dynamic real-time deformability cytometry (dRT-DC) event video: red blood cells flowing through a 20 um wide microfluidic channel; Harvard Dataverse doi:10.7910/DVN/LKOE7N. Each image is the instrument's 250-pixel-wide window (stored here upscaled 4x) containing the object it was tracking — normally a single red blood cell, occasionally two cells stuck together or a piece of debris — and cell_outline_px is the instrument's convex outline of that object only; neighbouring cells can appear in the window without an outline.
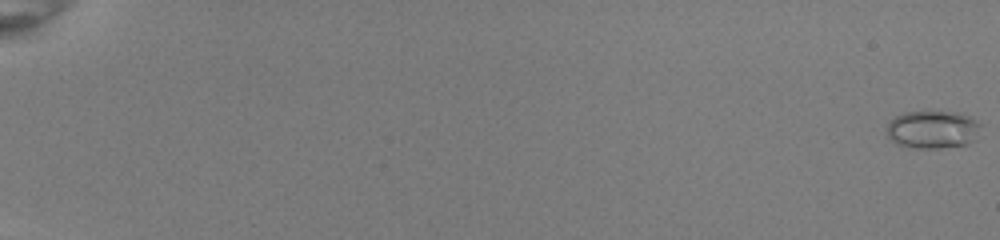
{"species": "common noctule bat (a hibernating species)", "species_latin": "Nyctalus noctula", "temperature_condition": "room temperature", "stored_images_in_passage": 54, "camera_frame_rate_fps": 3000, "um_per_image_px": 0.085, "animal": {"sex": "female", "body_mass_g": 22.0, "forearm_length_mm": 56.7}, "frame": {"image": 1, "passage_image": 1, "time_ms": 0.0, "image_size_px": [1000, 240], "cell_outline_px": [[980, 124], [976, 140], [968, 144], [940, 148], [912, 148], [896, 144], [888, 140], [884, 128], [888, 120], [904, 112], [956, 112], [968, 116], [976, 120]], "centroid_in_image_um": [79.2, 11.02], "position_along_channel_um": 5.8, "area_um2": 21.15}}
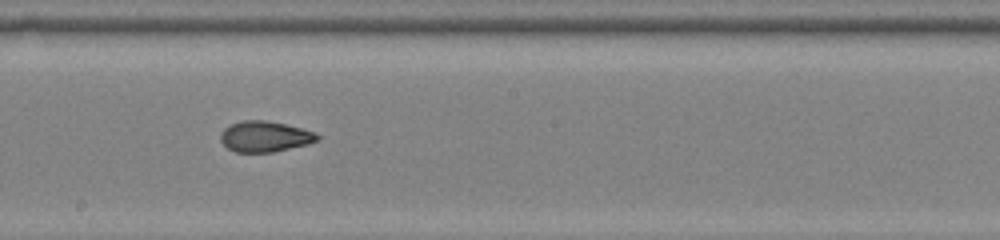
{"frame": {"image": 2, "passage_image": 34, "time_ms": 11.0, "image_size_px": [1000, 240], "cell_outline_px": [[320, 140], [308, 144], [272, 152], [236, 152], [228, 148], [220, 140], [220, 136], [224, 128], [232, 124], [244, 120], [264, 120], [284, 124], [316, 132], [320, 136]], "centroid_in_image_um": [22.54, 11.61], "position_along_channel_um": 225.7, "area_um2": 17.22}}
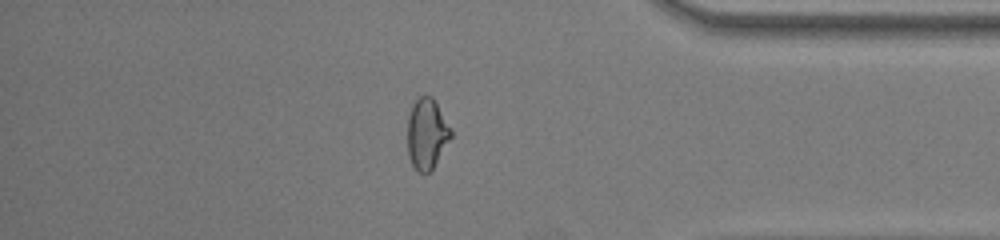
{"frame": {"image": 3, "passage_image": 48, "time_ms": 15.667, "image_size_px": [1000, 240], "cell_outline_px": [[452, 136], [432, 168], [424, 176], [416, 172], [408, 156], [408, 116], [412, 104], [420, 96], [432, 96], [452, 132]], "centroid_in_image_um": [36.25, 11.4], "position_along_channel_um": 399.0, "area_um2": 17.69}, "authors_computed_cell_mechanics": {"area_um2": 18.0047, "velocity_mm_per_s": 4.0289, "shape_relaxation_time_tau1_ms": null, "shape_relaxation_time_tau2_ms": 1.1407, "deformation_change_tau1": null, "deformation_change_tau2": 0.0646}}